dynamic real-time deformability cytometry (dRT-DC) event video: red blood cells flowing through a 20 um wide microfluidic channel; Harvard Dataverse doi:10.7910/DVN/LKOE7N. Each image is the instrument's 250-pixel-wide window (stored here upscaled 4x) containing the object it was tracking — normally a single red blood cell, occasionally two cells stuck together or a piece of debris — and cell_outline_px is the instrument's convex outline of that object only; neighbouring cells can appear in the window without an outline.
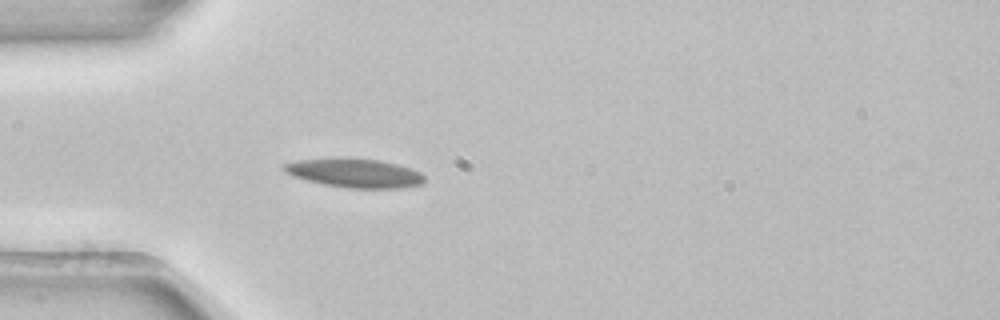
{"species": "common noctule bat (a hibernating species)", "species_latin": "Nyctalus noctula", "temperature_condition": "room temperature", "stored_images_in_passage": 1, "camera_frame_rate_fps": 3000, "um_per_image_px": 0.085, "animal": {"sex": "female", "body_mass_g": 22.7, "forearm_length_mm": 54.2}, "frame": {"image": 1, "passage_image": 1, "time_ms": 0.0, "image_size_px": [1000, 320], "cell_outline_px": [[424, 184], [396, 188], [348, 188], [324, 184], [292, 176], [280, 168], [280, 164], [296, 160], [340, 156], [380, 160], [396, 164], [420, 172], [424, 176]], "centroid_in_image_um": [30.07, 14.68], "position_along_channel_um": 54.9, "area_um2": 24.1}}